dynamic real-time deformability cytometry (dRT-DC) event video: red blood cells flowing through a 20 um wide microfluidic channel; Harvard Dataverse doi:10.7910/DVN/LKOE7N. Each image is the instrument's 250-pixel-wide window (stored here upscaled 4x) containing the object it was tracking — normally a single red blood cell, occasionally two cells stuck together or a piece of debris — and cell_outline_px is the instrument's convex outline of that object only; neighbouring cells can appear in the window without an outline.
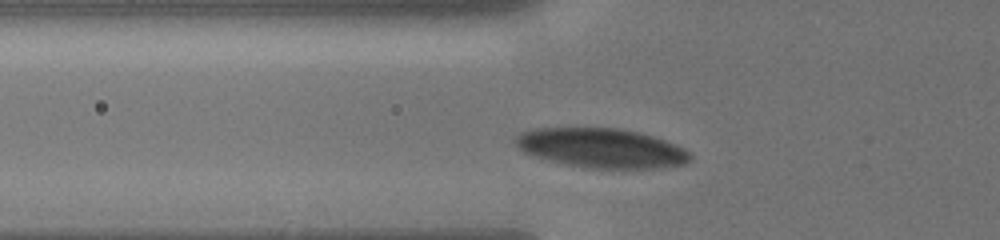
{"species": "human", "species_latin": "Homo sapiens", "temperature_condition": "cold", "stored_images_in_passage": 6, "camera_frame_rate_fps": 3000, "um_per_image_px": 0.085, "donor": {"sex": "male"}, "frame": {"image": 1, "passage_image": 2, "time_ms": 0.333, "image_size_px": [1000, 240], "cell_outline_px": [[692, 160], [684, 164], [656, 168], [592, 168], [568, 164], [536, 156], [524, 152], [516, 144], [516, 136], [524, 132], [536, 128], [616, 128], [640, 132], [676, 144], [684, 148], [692, 156]], "centroid_in_image_um": [51.18, 12.58], "position_along_channel_um": 74.6, "area_um2": 39.65}}
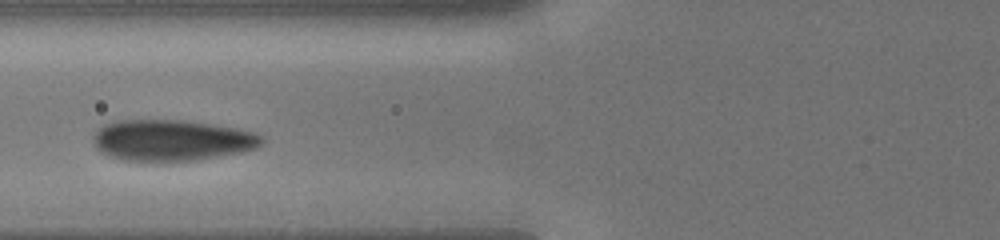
{"frame": {"image": 2, "passage_image": 5, "time_ms": 1.333, "image_size_px": [1000, 240], "cell_outline_px": [[264, 140], [256, 148], [240, 152], [196, 160], [124, 160], [108, 156], [100, 152], [96, 148], [92, 140], [92, 136], [96, 128], [104, 124], [116, 120], [184, 120], [236, 128], [256, 132], [264, 136]], "centroid_in_image_um": [14.55, 11.9], "position_along_channel_um": 111.2, "area_um2": 40.4}}